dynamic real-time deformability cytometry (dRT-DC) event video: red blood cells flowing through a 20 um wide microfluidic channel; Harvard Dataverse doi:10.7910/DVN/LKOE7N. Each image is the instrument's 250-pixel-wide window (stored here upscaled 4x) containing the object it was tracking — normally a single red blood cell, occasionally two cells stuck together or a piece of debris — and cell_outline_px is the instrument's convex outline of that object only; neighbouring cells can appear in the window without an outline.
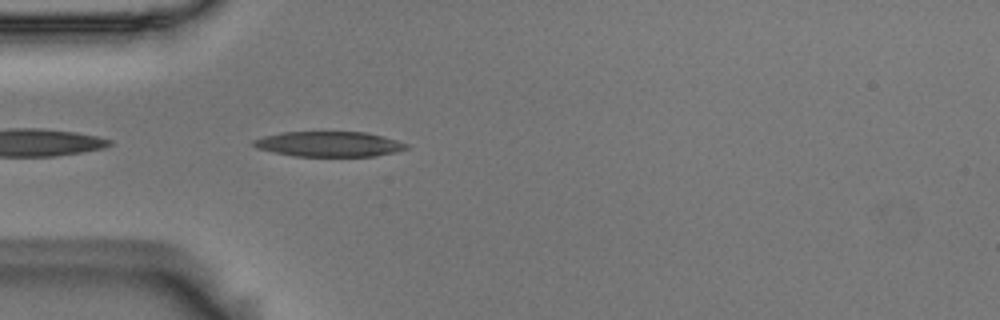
{"species": "Egyptian fruit bat (a non-hibernating species)", "species_latin": "Rousettus aegyptiacus", "temperature_condition": "room temperature", "stored_images_in_passage": 9, "camera_frame_rate_fps": 3000, "um_per_image_px": 0.085, "animal": {"sex": "male"}, "frame": {"image": 1, "passage_image": 2, "time_ms": 0.333, "image_size_px": [1000, 320], "cell_outline_px": [[408, 148], [396, 152], [376, 156], [292, 156], [272, 152], [256, 148], [252, 144], [252, 140], [264, 136], [284, 132], [368, 132], [396, 140], [408, 144]], "centroid_in_image_um": [27.95, 12.25], "position_along_channel_um": 57.0, "area_um2": 22.48}}
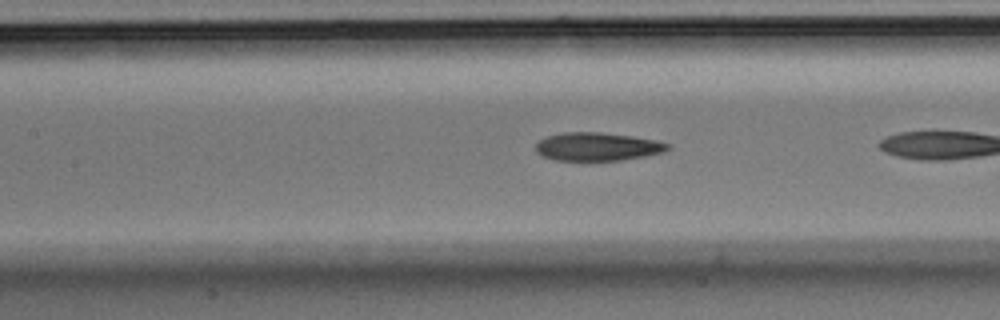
{"frame": {"image": 2, "passage_image": 8, "time_ms": 2.333, "image_size_px": [1000, 320], "cell_outline_px": [[672, 144], [668, 148], [660, 152], [644, 156], [620, 160], [552, 160], [536, 152], [536, 144], [540, 140], [548, 136], [560, 132], [600, 132], [632, 136], [656, 140]], "centroid_in_image_um": [50.75, 12.45], "position_along_channel_um": 156.6, "area_um2": 21.56}}